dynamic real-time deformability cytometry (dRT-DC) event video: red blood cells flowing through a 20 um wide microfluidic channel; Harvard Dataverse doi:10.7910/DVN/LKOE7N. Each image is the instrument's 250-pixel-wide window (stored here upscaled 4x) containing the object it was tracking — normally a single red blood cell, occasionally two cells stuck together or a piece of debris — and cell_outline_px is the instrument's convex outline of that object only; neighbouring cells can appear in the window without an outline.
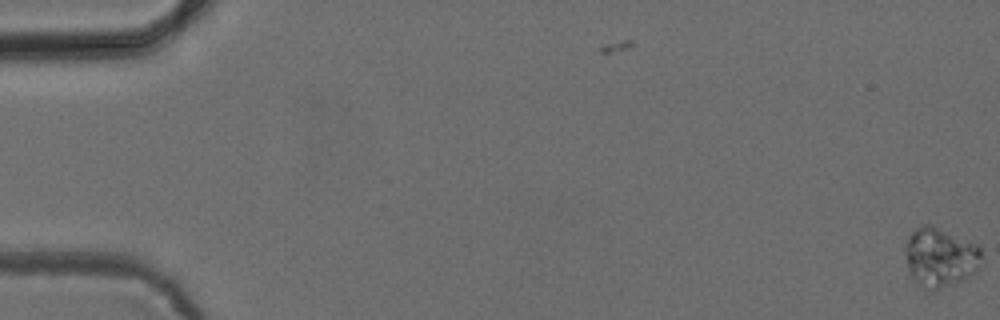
{"species": "common noctule bat (a hibernating species)", "species_latin": "Nyctalus noctula", "temperature_condition": "cold", "stored_images_in_passage": 4, "camera_frame_rate_fps": 3000, "um_per_image_px": 0.085, "animal": {"sex": "female", "body_mass_g": 24.6, "forearm_length_mm": 56.2}, "frame": {"image": 1, "passage_image": 4, "time_ms": 1.0, "image_size_px": [1000, 320], "cell_outline_px": [[980, 256], [976, 272], [972, 276], [932, 292], [920, 284], [912, 276], [908, 268], [904, 252], [904, 248], [908, 236], [916, 228], [924, 224], [932, 224], [976, 244], [980, 248]], "centroid_in_image_um": [79.89, 21.85], "position_along_channel_um": 5.1, "area_um2": 26.24}}